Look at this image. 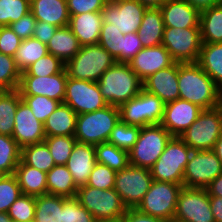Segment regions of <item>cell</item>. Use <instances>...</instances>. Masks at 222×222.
<instances>
[{
	"label": "cell",
	"mask_w": 222,
	"mask_h": 222,
	"mask_svg": "<svg viewBox=\"0 0 222 222\" xmlns=\"http://www.w3.org/2000/svg\"><path fill=\"white\" fill-rule=\"evenodd\" d=\"M179 98L212 109L219 104V87L197 62L178 63Z\"/></svg>",
	"instance_id": "6da1fadb"
},
{
	"label": "cell",
	"mask_w": 222,
	"mask_h": 222,
	"mask_svg": "<svg viewBox=\"0 0 222 222\" xmlns=\"http://www.w3.org/2000/svg\"><path fill=\"white\" fill-rule=\"evenodd\" d=\"M102 97L111 106L120 107L143 89V81L128 63H115L107 69L99 81Z\"/></svg>",
	"instance_id": "7a4b0ae2"
},
{
	"label": "cell",
	"mask_w": 222,
	"mask_h": 222,
	"mask_svg": "<svg viewBox=\"0 0 222 222\" xmlns=\"http://www.w3.org/2000/svg\"><path fill=\"white\" fill-rule=\"evenodd\" d=\"M119 120V107L111 105L94 112L78 114L74 137L77 142L94 146L107 142Z\"/></svg>",
	"instance_id": "3957f363"
},
{
	"label": "cell",
	"mask_w": 222,
	"mask_h": 222,
	"mask_svg": "<svg viewBox=\"0 0 222 222\" xmlns=\"http://www.w3.org/2000/svg\"><path fill=\"white\" fill-rule=\"evenodd\" d=\"M116 63L115 58L99 44L81 46L65 64L68 77L98 82L102 74Z\"/></svg>",
	"instance_id": "277c9868"
},
{
	"label": "cell",
	"mask_w": 222,
	"mask_h": 222,
	"mask_svg": "<svg viewBox=\"0 0 222 222\" xmlns=\"http://www.w3.org/2000/svg\"><path fill=\"white\" fill-rule=\"evenodd\" d=\"M192 151L180 137L173 136L150 169L153 180L183 184L184 171Z\"/></svg>",
	"instance_id": "5b68a950"
},
{
	"label": "cell",
	"mask_w": 222,
	"mask_h": 222,
	"mask_svg": "<svg viewBox=\"0 0 222 222\" xmlns=\"http://www.w3.org/2000/svg\"><path fill=\"white\" fill-rule=\"evenodd\" d=\"M76 198L97 221H118L127 210L114 188L101 190L84 185L77 189Z\"/></svg>",
	"instance_id": "8992f818"
},
{
	"label": "cell",
	"mask_w": 222,
	"mask_h": 222,
	"mask_svg": "<svg viewBox=\"0 0 222 222\" xmlns=\"http://www.w3.org/2000/svg\"><path fill=\"white\" fill-rule=\"evenodd\" d=\"M172 137L161 124L142 127L135 145L128 152L130 165L150 170Z\"/></svg>",
	"instance_id": "52a82bcc"
},
{
	"label": "cell",
	"mask_w": 222,
	"mask_h": 222,
	"mask_svg": "<svg viewBox=\"0 0 222 222\" xmlns=\"http://www.w3.org/2000/svg\"><path fill=\"white\" fill-rule=\"evenodd\" d=\"M222 134L219 107L203 109L197 119L179 136L193 151L212 150Z\"/></svg>",
	"instance_id": "ba28073f"
},
{
	"label": "cell",
	"mask_w": 222,
	"mask_h": 222,
	"mask_svg": "<svg viewBox=\"0 0 222 222\" xmlns=\"http://www.w3.org/2000/svg\"><path fill=\"white\" fill-rule=\"evenodd\" d=\"M183 184L153 180L137 210L164 221L174 219L178 195Z\"/></svg>",
	"instance_id": "9c48e42d"
},
{
	"label": "cell",
	"mask_w": 222,
	"mask_h": 222,
	"mask_svg": "<svg viewBox=\"0 0 222 222\" xmlns=\"http://www.w3.org/2000/svg\"><path fill=\"white\" fill-rule=\"evenodd\" d=\"M162 45L176 63L197 62L202 45L200 27H164Z\"/></svg>",
	"instance_id": "30bf717a"
},
{
	"label": "cell",
	"mask_w": 222,
	"mask_h": 222,
	"mask_svg": "<svg viewBox=\"0 0 222 222\" xmlns=\"http://www.w3.org/2000/svg\"><path fill=\"white\" fill-rule=\"evenodd\" d=\"M152 181L149 169L129 165L116 172L114 189L127 209H136Z\"/></svg>",
	"instance_id": "8fae6325"
},
{
	"label": "cell",
	"mask_w": 222,
	"mask_h": 222,
	"mask_svg": "<svg viewBox=\"0 0 222 222\" xmlns=\"http://www.w3.org/2000/svg\"><path fill=\"white\" fill-rule=\"evenodd\" d=\"M147 7L137 0H109L102 9L103 23L123 34L136 33Z\"/></svg>",
	"instance_id": "7c38bea8"
},
{
	"label": "cell",
	"mask_w": 222,
	"mask_h": 222,
	"mask_svg": "<svg viewBox=\"0 0 222 222\" xmlns=\"http://www.w3.org/2000/svg\"><path fill=\"white\" fill-rule=\"evenodd\" d=\"M221 173L222 163L212 150L192 151L183 175V187L206 188Z\"/></svg>",
	"instance_id": "4fadbf2b"
},
{
	"label": "cell",
	"mask_w": 222,
	"mask_h": 222,
	"mask_svg": "<svg viewBox=\"0 0 222 222\" xmlns=\"http://www.w3.org/2000/svg\"><path fill=\"white\" fill-rule=\"evenodd\" d=\"M63 103L78 114L94 112L109 104L102 97L97 82L77 80L68 77Z\"/></svg>",
	"instance_id": "5bb4252c"
},
{
	"label": "cell",
	"mask_w": 222,
	"mask_h": 222,
	"mask_svg": "<svg viewBox=\"0 0 222 222\" xmlns=\"http://www.w3.org/2000/svg\"><path fill=\"white\" fill-rule=\"evenodd\" d=\"M174 219L183 222H215L207 190L183 187L178 195Z\"/></svg>",
	"instance_id": "9a60e30c"
},
{
	"label": "cell",
	"mask_w": 222,
	"mask_h": 222,
	"mask_svg": "<svg viewBox=\"0 0 222 222\" xmlns=\"http://www.w3.org/2000/svg\"><path fill=\"white\" fill-rule=\"evenodd\" d=\"M67 78L66 69L45 77L21 76L18 90L21 96L43 95L63 103Z\"/></svg>",
	"instance_id": "2e32d148"
},
{
	"label": "cell",
	"mask_w": 222,
	"mask_h": 222,
	"mask_svg": "<svg viewBox=\"0 0 222 222\" xmlns=\"http://www.w3.org/2000/svg\"><path fill=\"white\" fill-rule=\"evenodd\" d=\"M12 137L20 148L44 142L46 138L44 124L36 119L30 107L23 100L18 104L15 113Z\"/></svg>",
	"instance_id": "e0dca14e"
},
{
	"label": "cell",
	"mask_w": 222,
	"mask_h": 222,
	"mask_svg": "<svg viewBox=\"0 0 222 222\" xmlns=\"http://www.w3.org/2000/svg\"><path fill=\"white\" fill-rule=\"evenodd\" d=\"M203 109L187 100L177 99L165 104L161 125L172 135L180 136Z\"/></svg>",
	"instance_id": "ac0fdd59"
},
{
	"label": "cell",
	"mask_w": 222,
	"mask_h": 222,
	"mask_svg": "<svg viewBox=\"0 0 222 222\" xmlns=\"http://www.w3.org/2000/svg\"><path fill=\"white\" fill-rule=\"evenodd\" d=\"M174 63L168 50L163 46L143 47L129 62L130 68L144 81L155 72Z\"/></svg>",
	"instance_id": "d6986e66"
},
{
	"label": "cell",
	"mask_w": 222,
	"mask_h": 222,
	"mask_svg": "<svg viewBox=\"0 0 222 222\" xmlns=\"http://www.w3.org/2000/svg\"><path fill=\"white\" fill-rule=\"evenodd\" d=\"M143 89L158 96L165 104L179 99L178 63L150 75L143 81Z\"/></svg>",
	"instance_id": "ffe728a7"
},
{
	"label": "cell",
	"mask_w": 222,
	"mask_h": 222,
	"mask_svg": "<svg viewBox=\"0 0 222 222\" xmlns=\"http://www.w3.org/2000/svg\"><path fill=\"white\" fill-rule=\"evenodd\" d=\"M95 164V146L76 141L66 167L78 188L87 184Z\"/></svg>",
	"instance_id": "44dd1931"
},
{
	"label": "cell",
	"mask_w": 222,
	"mask_h": 222,
	"mask_svg": "<svg viewBox=\"0 0 222 222\" xmlns=\"http://www.w3.org/2000/svg\"><path fill=\"white\" fill-rule=\"evenodd\" d=\"M160 9L164 27H200V12L185 0H168Z\"/></svg>",
	"instance_id": "7402d4cb"
},
{
	"label": "cell",
	"mask_w": 222,
	"mask_h": 222,
	"mask_svg": "<svg viewBox=\"0 0 222 222\" xmlns=\"http://www.w3.org/2000/svg\"><path fill=\"white\" fill-rule=\"evenodd\" d=\"M103 24L102 12L70 15L68 27L78 38L81 46L98 44Z\"/></svg>",
	"instance_id": "603a6c76"
},
{
	"label": "cell",
	"mask_w": 222,
	"mask_h": 222,
	"mask_svg": "<svg viewBox=\"0 0 222 222\" xmlns=\"http://www.w3.org/2000/svg\"><path fill=\"white\" fill-rule=\"evenodd\" d=\"M30 11L37 21L46 22L58 28L69 24L67 0H30Z\"/></svg>",
	"instance_id": "cb8c5ba5"
},
{
	"label": "cell",
	"mask_w": 222,
	"mask_h": 222,
	"mask_svg": "<svg viewBox=\"0 0 222 222\" xmlns=\"http://www.w3.org/2000/svg\"><path fill=\"white\" fill-rule=\"evenodd\" d=\"M77 114L65 103H60L46 119L44 132L46 136H74Z\"/></svg>",
	"instance_id": "d4e9b609"
},
{
	"label": "cell",
	"mask_w": 222,
	"mask_h": 222,
	"mask_svg": "<svg viewBox=\"0 0 222 222\" xmlns=\"http://www.w3.org/2000/svg\"><path fill=\"white\" fill-rule=\"evenodd\" d=\"M14 175L23 195L38 197L47 194V173L26 165L20 160Z\"/></svg>",
	"instance_id": "484cf974"
},
{
	"label": "cell",
	"mask_w": 222,
	"mask_h": 222,
	"mask_svg": "<svg viewBox=\"0 0 222 222\" xmlns=\"http://www.w3.org/2000/svg\"><path fill=\"white\" fill-rule=\"evenodd\" d=\"M164 22L160 8H147L137 34L143 47L162 45Z\"/></svg>",
	"instance_id": "4316f807"
},
{
	"label": "cell",
	"mask_w": 222,
	"mask_h": 222,
	"mask_svg": "<svg viewBox=\"0 0 222 222\" xmlns=\"http://www.w3.org/2000/svg\"><path fill=\"white\" fill-rule=\"evenodd\" d=\"M80 48L78 38L68 26L58 28L47 43L48 53L59 58L65 64L79 52Z\"/></svg>",
	"instance_id": "83f0119b"
},
{
	"label": "cell",
	"mask_w": 222,
	"mask_h": 222,
	"mask_svg": "<svg viewBox=\"0 0 222 222\" xmlns=\"http://www.w3.org/2000/svg\"><path fill=\"white\" fill-rule=\"evenodd\" d=\"M47 194L76 197L78 187L66 165H55L47 172Z\"/></svg>",
	"instance_id": "f1b7e54d"
},
{
	"label": "cell",
	"mask_w": 222,
	"mask_h": 222,
	"mask_svg": "<svg viewBox=\"0 0 222 222\" xmlns=\"http://www.w3.org/2000/svg\"><path fill=\"white\" fill-rule=\"evenodd\" d=\"M197 63L215 82L222 87V43H202Z\"/></svg>",
	"instance_id": "f546056e"
},
{
	"label": "cell",
	"mask_w": 222,
	"mask_h": 222,
	"mask_svg": "<svg viewBox=\"0 0 222 222\" xmlns=\"http://www.w3.org/2000/svg\"><path fill=\"white\" fill-rule=\"evenodd\" d=\"M202 43H222V4L200 12Z\"/></svg>",
	"instance_id": "4dcf8cb0"
},
{
	"label": "cell",
	"mask_w": 222,
	"mask_h": 222,
	"mask_svg": "<svg viewBox=\"0 0 222 222\" xmlns=\"http://www.w3.org/2000/svg\"><path fill=\"white\" fill-rule=\"evenodd\" d=\"M33 222H63V197L51 194L35 197Z\"/></svg>",
	"instance_id": "1f68e13d"
},
{
	"label": "cell",
	"mask_w": 222,
	"mask_h": 222,
	"mask_svg": "<svg viewBox=\"0 0 222 222\" xmlns=\"http://www.w3.org/2000/svg\"><path fill=\"white\" fill-rule=\"evenodd\" d=\"M22 101L18 89L0 91V134L12 137L14 117L18 104Z\"/></svg>",
	"instance_id": "d6a6232c"
},
{
	"label": "cell",
	"mask_w": 222,
	"mask_h": 222,
	"mask_svg": "<svg viewBox=\"0 0 222 222\" xmlns=\"http://www.w3.org/2000/svg\"><path fill=\"white\" fill-rule=\"evenodd\" d=\"M20 160L29 166L47 173L55 166L53 157L45 142L27 145L21 148Z\"/></svg>",
	"instance_id": "836d02e7"
},
{
	"label": "cell",
	"mask_w": 222,
	"mask_h": 222,
	"mask_svg": "<svg viewBox=\"0 0 222 222\" xmlns=\"http://www.w3.org/2000/svg\"><path fill=\"white\" fill-rule=\"evenodd\" d=\"M48 54L47 44L33 37L22 40L20 47L14 55L17 68L23 72L25 69Z\"/></svg>",
	"instance_id": "e575fe53"
},
{
	"label": "cell",
	"mask_w": 222,
	"mask_h": 222,
	"mask_svg": "<svg viewBox=\"0 0 222 222\" xmlns=\"http://www.w3.org/2000/svg\"><path fill=\"white\" fill-rule=\"evenodd\" d=\"M95 156L96 162L104 164L116 172L130 165L128 152L108 142L95 145Z\"/></svg>",
	"instance_id": "d590c367"
},
{
	"label": "cell",
	"mask_w": 222,
	"mask_h": 222,
	"mask_svg": "<svg viewBox=\"0 0 222 222\" xmlns=\"http://www.w3.org/2000/svg\"><path fill=\"white\" fill-rule=\"evenodd\" d=\"M21 148L13 137L0 134V173L14 174L20 162Z\"/></svg>",
	"instance_id": "8d00e7d4"
},
{
	"label": "cell",
	"mask_w": 222,
	"mask_h": 222,
	"mask_svg": "<svg viewBox=\"0 0 222 222\" xmlns=\"http://www.w3.org/2000/svg\"><path fill=\"white\" fill-rule=\"evenodd\" d=\"M120 120L129 125L146 126V114L144 109V89L136 96L119 107Z\"/></svg>",
	"instance_id": "74e56055"
},
{
	"label": "cell",
	"mask_w": 222,
	"mask_h": 222,
	"mask_svg": "<svg viewBox=\"0 0 222 222\" xmlns=\"http://www.w3.org/2000/svg\"><path fill=\"white\" fill-rule=\"evenodd\" d=\"M141 127L129 125L119 120L111 131L108 143L129 152L135 145Z\"/></svg>",
	"instance_id": "f35d334b"
},
{
	"label": "cell",
	"mask_w": 222,
	"mask_h": 222,
	"mask_svg": "<svg viewBox=\"0 0 222 222\" xmlns=\"http://www.w3.org/2000/svg\"><path fill=\"white\" fill-rule=\"evenodd\" d=\"M21 71L12 56L0 53V91H12L19 88Z\"/></svg>",
	"instance_id": "ab89813d"
},
{
	"label": "cell",
	"mask_w": 222,
	"mask_h": 222,
	"mask_svg": "<svg viewBox=\"0 0 222 222\" xmlns=\"http://www.w3.org/2000/svg\"><path fill=\"white\" fill-rule=\"evenodd\" d=\"M47 144L55 165H66L76 143L74 136H46Z\"/></svg>",
	"instance_id": "60d3db41"
},
{
	"label": "cell",
	"mask_w": 222,
	"mask_h": 222,
	"mask_svg": "<svg viewBox=\"0 0 222 222\" xmlns=\"http://www.w3.org/2000/svg\"><path fill=\"white\" fill-rule=\"evenodd\" d=\"M123 33L110 24L103 23L98 44L105 48L116 60L122 63Z\"/></svg>",
	"instance_id": "b9f144b4"
},
{
	"label": "cell",
	"mask_w": 222,
	"mask_h": 222,
	"mask_svg": "<svg viewBox=\"0 0 222 222\" xmlns=\"http://www.w3.org/2000/svg\"><path fill=\"white\" fill-rule=\"evenodd\" d=\"M65 69V63L59 58L48 53L33 64L28 66L21 76H40L45 77L62 72Z\"/></svg>",
	"instance_id": "7bdbcfd3"
},
{
	"label": "cell",
	"mask_w": 222,
	"mask_h": 222,
	"mask_svg": "<svg viewBox=\"0 0 222 222\" xmlns=\"http://www.w3.org/2000/svg\"><path fill=\"white\" fill-rule=\"evenodd\" d=\"M30 12V0H0V27L18 21Z\"/></svg>",
	"instance_id": "ee69618b"
},
{
	"label": "cell",
	"mask_w": 222,
	"mask_h": 222,
	"mask_svg": "<svg viewBox=\"0 0 222 222\" xmlns=\"http://www.w3.org/2000/svg\"><path fill=\"white\" fill-rule=\"evenodd\" d=\"M22 195L16 176L2 175L0 178V212H8L10 206Z\"/></svg>",
	"instance_id": "f6af8a7d"
},
{
	"label": "cell",
	"mask_w": 222,
	"mask_h": 222,
	"mask_svg": "<svg viewBox=\"0 0 222 222\" xmlns=\"http://www.w3.org/2000/svg\"><path fill=\"white\" fill-rule=\"evenodd\" d=\"M22 100L30 107L32 113L42 123L54 112L60 102L43 95L21 96Z\"/></svg>",
	"instance_id": "bcb514c9"
},
{
	"label": "cell",
	"mask_w": 222,
	"mask_h": 222,
	"mask_svg": "<svg viewBox=\"0 0 222 222\" xmlns=\"http://www.w3.org/2000/svg\"><path fill=\"white\" fill-rule=\"evenodd\" d=\"M7 213L14 222H33L35 216V197L22 194L10 206Z\"/></svg>",
	"instance_id": "7dc6e473"
},
{
	"label": "cell",
	"mask_w": 222,
	"mask_h": 222,
	"mask_svg": "<svg viewBox=\"0 0 222 222\" xmlns=\"http://www.w3.org/2000/svg\"><path fill=\"white\" fill-rule=\"evenodd\" d=\"M115 176L116 171L104 164L96 162L86 185L101 190L113 189L115 186Z\"/></svg>",
	"instance_id": "c3c4849f"
},
{
	"label": "cell",
	"mask_w": 222,
	"mask_h": 222,
	"mask_svg": "<svg viewBox=\"0 0 222 222\" xmlns=\"http://www.w3.org/2000/svg\"><path fill=\"white\" fill-rule=\"evenodd\" d=\"M63 222H97V220L76 197H63Z\"/></svg>",
	"instance_id": "681fc988"
},
{
	"label": "cell",
	"mask_w": 222,
	"mask_h": 222,
	"mask_svg": "<svg viewBox=\"0 0 222 222\" xmlns=\"http://www.w3.org/2000/svg\"><path fill=\"white\" fill-rule=\"evenodd\" d=\"M165 103L156 95L144 90V109L146 126L160 125L164 114Z\"/></svg>",
	"instance_id": "f907efd6"
},
{
	"label": "cell",
	"mask_w": 222,
	"mask_h": 222,
	"mask_svg": "<svg viewBox=\"0 0 222 222\" xmlns=\"http://www.w3.org/2000/svg\"><path fill=\"white\" fill-rule=\"evenodd\" d=\"M109 0H67L69 15L102 11Z\"/></svg>",
	"instance_id": "816d5d0a"
},
{
	"label": "cell",
	"mask_w": 222,
	"mask_h": 222,
	"mask_svg": "<svg viewBox=\"0 0 222 222\" xmlns=\"http://www.w3.org/2000/svg\"><path fill=\"white\" fill-rule=\"evenodd\" d=\"M22 39L9 26L0 27V53L14 57Z\"/></svg>",
	"instance_id": "f5cc1de1"
},
{
	"label": "cell",
	"mask_w": 222,
	"mask_h": 222,
	"mask_svg": "<svg viewBox=\"0 0 222 222\" xmlns=\"http://www.w3.org/2000/svg\"><path fill=\"white\" fill-rule=\"evenodd\" d=\"M36 21L37 20L30 11L21 17L18 21L9 24V27L17 36H19L22 40H25L33 36Z\"/></svg>",
	"instance_id": "db71d44e"
},
{
	"label": "cell",
	"mask_w": 222,
	"mask_h": 222,
	"mask_svg": "<svg viewBox=\"0 0 222 222\" xmlns=\"http://www.w3.org/2000/svg\"><path fill=\"white\" fill-rule=\"evenodd\" d=\"M142 48L143 45L137 32L124 34L122 44V63H128Z\"/></svg>",
	"instance_id": "11a10c76"
},
{
	"label": "cell",
	"mask_w": 222,
	"mask_h": 222,
	"mask_svg": "<svg viewBox=\"0 0 222 222\" xmlns=\"http://www.w3.org/2000/svg\"><path fill=\"white\" fill-rule=\"evenodd\" d=\"M58 27L46 22L36 21L33 38L38 39L42 43L47 44L53 37Z\"/></svg>",
	"instance_id": "9f6ffc18"
},
{
	"label": "cell",
	"mask_w": 222,
	"mask_h": 222,
	"mask_svg": "<svg viewBox=\"0 0 222 222\" xmlns=\"http://www.w3.org/2000/svg\"><path fill=\"white\" fill-rule=\"evenodd\" d=\"M119 222H165L164 220L146 215L139 212L137 209H127Z\"/></svg>",
	"instance_id": "6f0895ef"
},
{
	"label": "cell",
	"mask_w": 222,
	"mask_h": 222,
	"mask_svg": "<svg viewBox=\"0 0 222 222\" xmlns=\"http://www.w3.org/2000/svg\"><path fill=\"white\" fill-rule=\"evenodd\" d=\"M209 201L215 222H222V197L209 196Z\"/></svg>",
	"instance_id": "680465c9"
},
{
	"label": "cell",
	"mask_w": 222,
	"mask_h": 222,
	"mask_svg": "<svg viewBox=\"0 0 222 222\" xmlns=\"http://www.w3.org/2000/svg\"><path fill=\"white\" fill-rule=\"evenodd\" d=\"M205 189L209 196L222 197V173L218 175Z\"/></svg>",
	"instance_id": "91938a15"
},
{
	"label": "cell",
	"mask_w": 222,
	"mask_h": 222,
	"mask_svg": "<svg viewBox=\"0 0 222 222\" xmlns=\"http://www.w3.org/2000/svg\"><path fill=\"white\" fill-rule=\"evenodd\" d=\"M199 12L209 9L210 7L219 5L218 0H185Z\"/></svg>",
	"instance_id": "94428289"
},
{
	"label": "cell",
	"mask_w": 222,
	"mask_h": 222,
	"mask_svg": "<svg viewBox=\"0 0 222 222\" xmlns=\"http://www.w3.org/2000/svg\"><path fill=\"white\" fill-rule=\"evenodd\" d=\"M147 8H160L168 0H137Z\"/></svg>",
	"instance_id": "6125c7cd"
},
{
	"label": "cell",
	"mask_w": 222,
	"mask_h": 222,
	"mask_svg": "<svg viewBox=\"0 0 222 222\" xmlns=\"http://www.w3.org/2000/svg\"><path fill=\"white\" fill-rule=\"evenodd\" d=\"M212 151L216 154L217 158L221 161L222 163V134L216 141Z\"/></svg>",
	"instance_id": "be15d7a7"
},
{
	"label": "cell",
	"mask_w": 222,
	"mask_h": 222,
	"mask_svg": "<svg viewBox=\"0 0 222 222\" xmlns=\"http://www.w3.org/2000/svg\"><path fill=\"white\" fill-rule=\"evenodd\" d=\"M0 222H14L8 213L6 212H0Z\"/></svg>",
	"instance_id": "e7e4bbea"
},
{
	"label": "cell",
	"mask_w": 222,
	"mask_h": 222,
	"mask_svg": "<svg viewBox=\"0 0 222 222\" xmlns=\"http://www.w3.org/2000/svg\"><path fill=\"white\" fill-rule=\"evenodd\" d=\"M218 107L220 108L221 112H222V87L219 88V104Z\"/></svg>",
	"instance_id": "03108f58"
},
{
	"label": "cell",
	"mask_w": 222,
	"mask_h": 222,
	"mask_svg": "<svg viewBox=\"0 0 222 222\" xmlns=\"http://www.w3.org/2000/svg\"><path fill=\"white\" fill-rule=\"evenodd\" d=\"M165 222H183V221H180L178 219H169V220H167Z\"/></svg>",
	"instance_id": "003e7915"
},
{
	"label": "cell",
	"mask_w": 222,
	"mask_h": 222,
	"mask_svg": "<svg viewBox=\"0 0 222 222\" xmlns=\"http://www.w3.org/2000/svg\"><path fill=\"white\" fill-rule=\"evenodd\" d=\"M97 222H119V220L118 221H97Z\"/></svg>",
	"instance_id": "a7ac6f4b"
}]
</instances>
